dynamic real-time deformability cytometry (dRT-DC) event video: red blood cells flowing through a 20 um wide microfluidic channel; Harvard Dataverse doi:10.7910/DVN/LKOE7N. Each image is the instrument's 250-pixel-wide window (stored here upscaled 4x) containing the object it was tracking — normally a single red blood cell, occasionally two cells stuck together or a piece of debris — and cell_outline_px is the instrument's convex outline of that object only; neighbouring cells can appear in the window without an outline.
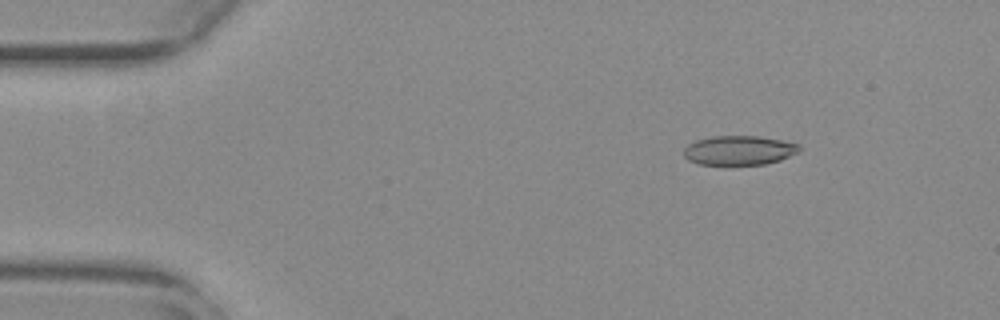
{"species": "common noctule bat (a hibernating species)", "species_latin": "Nyctalus noctula", "temperature_condition": "warm", "stored_images_in_passage": 11, "camera_frame_rate_fps": 3000, "um_per_image_px": 0.085, "animal": {"sex": "female", "body_mass_g": 29.2, "forearm_length_mm": 56.3}, "frame": {"image": 1, "passage_image": 8, "time_ms": 2.333, "image_size_px": [1000, 320], "cell_outline_px": [[800, 152], [780, 160], [764, 164], [700, 164], [688, 160], [684, 156], [684, 148], [688, 144], [696, 140], [712, 136], [760, 136], [800, 144]], "centroid_in_image_um": [62.83, 12.77], "position_along_channel_um": 22.2, "area_um2": 19.71}}